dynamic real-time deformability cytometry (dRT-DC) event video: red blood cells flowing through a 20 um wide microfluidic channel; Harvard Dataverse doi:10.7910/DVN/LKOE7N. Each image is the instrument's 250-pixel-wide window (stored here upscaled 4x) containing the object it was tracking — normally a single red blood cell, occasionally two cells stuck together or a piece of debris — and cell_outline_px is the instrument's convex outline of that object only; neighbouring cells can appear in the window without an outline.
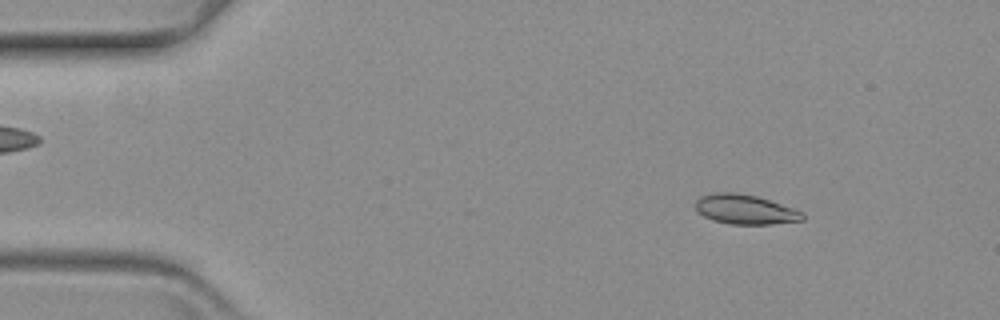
{"species": "common noctule bat (a hibernating species)", "species_latin": "Nyctalus noctula", "temperature_condition": "warm", "stored_images_in_passage": 59, "camera_frame_rate_fps": 3000, "um_per_image_px": 0.085, "animal": {"sex": "female", "body_mass_g": 19.3, "forearm_length_mm": 54.1}, "frame": {"image": 1, "passage_image": 7, "time_ms": 2.0, "image_size_px": [1000, 320], "cell_outline_px": [[804, 220], [772, 224], [728, 224], [712, 220], [696, 212], [696, 200], [700, 196], [712, 192], [736, 192], [756, 196], [804, 212]], "centroid_in_image_um": [63.3, 17.8], "position_along_channel_um": 21.7, "area_um2": 18.55}}
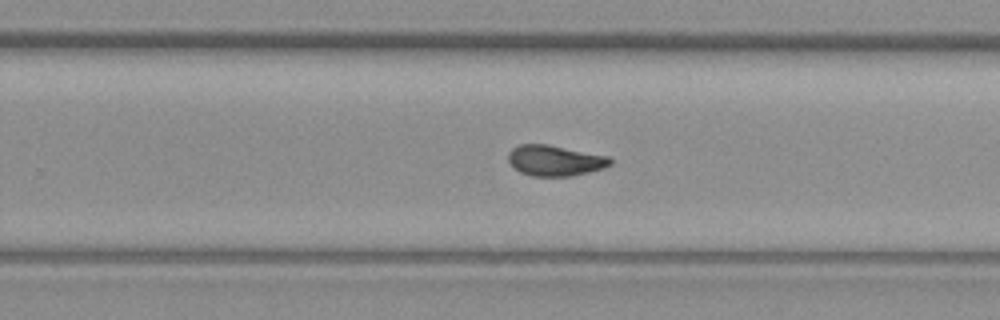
{"frame": {"image": 2, "passage_image": 37, "time_ms": 12.0, "image_size_px": [1000, 320], "cell_outline_px": [[612, 164], [604, 168], [572, 176], [532, 176], [520, 172], [512, 168], [508, 160], [508, 152], [512, 148], [520, 144], [548, 144], [608, 156], [612, 160]], "centroid_in_image_um": [47.14, 13.64], "position_along_channel_um": 282.7, "area_um2": 18.38}}
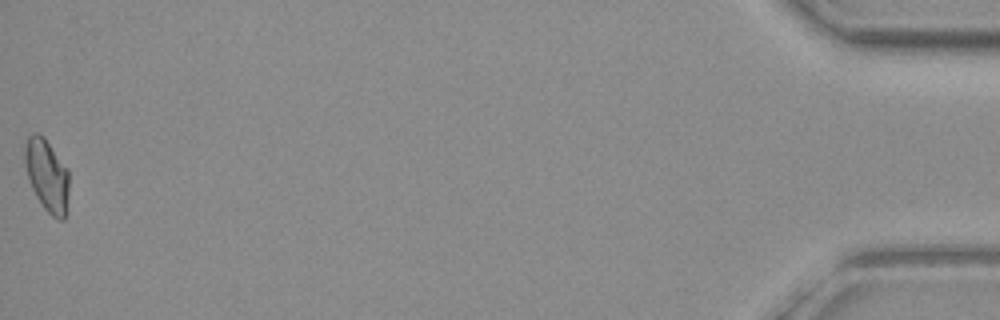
{"frame": {"image": 3, "passage_image": 59, "time_ms": 19.333, "image_size_px": [1000, 320], "cell_outline_px": [[68, 196], [64, 220], [56, 220], [44, 208], [36, 196], [32, 188], [28, 176], [24, 160], [24, 148], [28, 136], [32, 132], [36, 132], [44, 136], [68, 168]], "centroid_in_image_um": [3.99, 14.88], "position_along_channel_um": 431.2, "area_um2": 18.73}}